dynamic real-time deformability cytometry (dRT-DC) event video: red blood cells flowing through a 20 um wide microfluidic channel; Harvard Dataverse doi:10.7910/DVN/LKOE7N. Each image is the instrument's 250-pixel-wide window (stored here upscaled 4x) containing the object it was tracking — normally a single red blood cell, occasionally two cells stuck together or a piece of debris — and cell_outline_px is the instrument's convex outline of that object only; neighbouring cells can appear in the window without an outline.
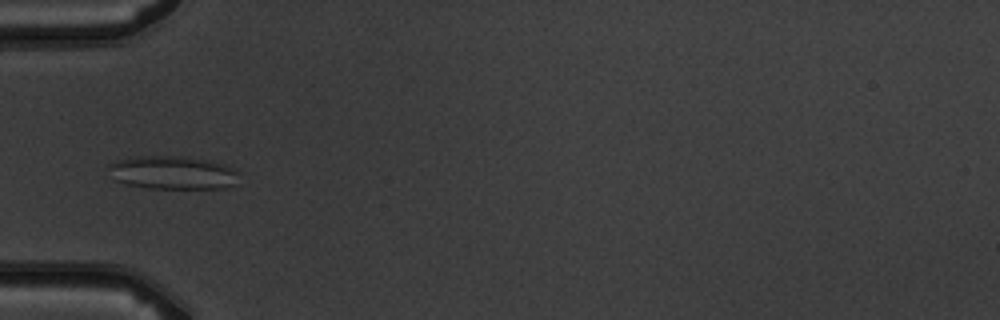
{"species": "common noctule bat (a hibernating species)", "species_latin": "Nyctalus noctula", "temperature_condition": "warm", "stored_images_in_passage": 6, "camera_frame_rate_fps": 3000, "um_per_image_px": 0.085, "animal": {"sex": "male", "body_mass_g": 19.5, "forearm_length_mm": 54.6}, "frame": {"image": 1, "passage_image": 6, "time_ms": 5.667, "image_size_px": [1000, 320], "cell_outline_px": [[240, 172], [236, 184], [228, 188], [148, 188], [124, 184], [112, 180], [108, 168], [108, 164], [120, 160], [136, 156], [184, 156], [212, 160], [224, 164]], "centroid_in_image_um": [14.69, 14.67], "position_along_channel_um": 70.3, "area_um2": 25.78}}